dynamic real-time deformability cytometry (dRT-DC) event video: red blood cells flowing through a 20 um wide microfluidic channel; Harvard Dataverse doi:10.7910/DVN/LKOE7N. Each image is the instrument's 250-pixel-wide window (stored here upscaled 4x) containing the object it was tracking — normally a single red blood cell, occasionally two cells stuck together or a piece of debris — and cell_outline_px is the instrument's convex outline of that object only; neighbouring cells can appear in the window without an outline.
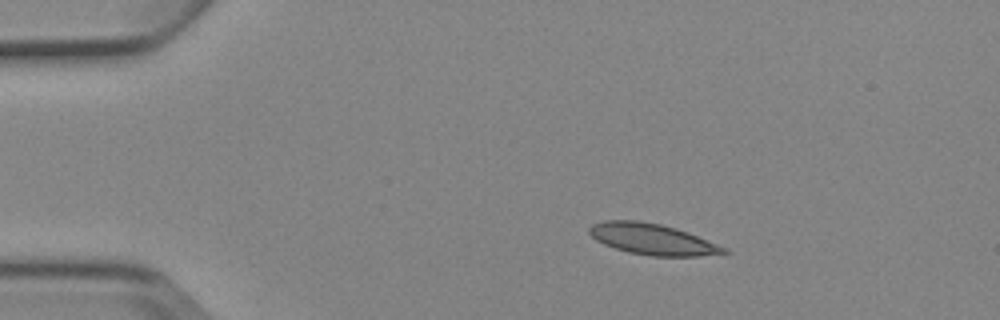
{"species": "Egyptian fruit bat (a non-hibernating species)", "species_latin": "Rousettus aegyptiacus", "temperature_condition": "cold", "stored_images_in_passage": 8, "camera_frame_rate_fps": 3000, "um_per_image_px": 0.085, "animal": {"sex": "female"}, "frame": {"image": 1, "passage_image": 2, "time_ms": 2.0, "image_size_px": [1000, 320], "cell_outline_px": [[732, 252], [700, 256], [652, 256], [628, 252], [604, 244], [596, 240], [588, 232], [588, 228], [592, 224], [604, 220], [636, 220], [660, 224], [676, 228], [688, 232], [728, 248]], "centroid_in_image_um": [55.47, 20.33], "position_along_channel_um": 29.5, "area_um2": 24.39}}
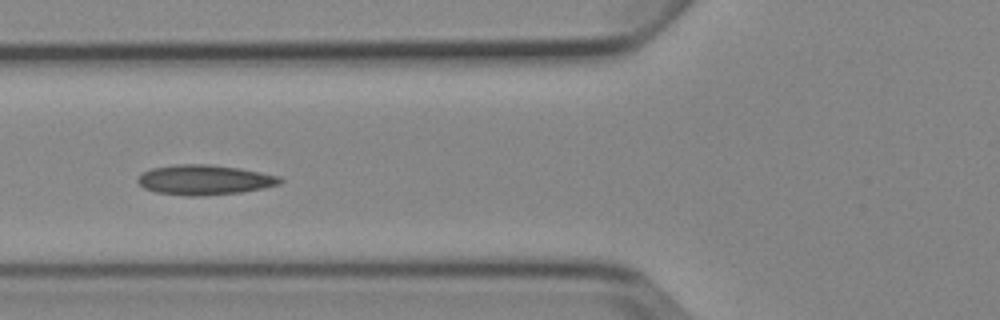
{"frame": {"image": 2, "passage_image": 5, "time_ms": 5.667, "image_size_px": [1000, 320], "cell_outline_px": [[284, 180], [280, 184], [264, 188], [240, 192], [200, 196], [184, 196], [156, 192], [144, 188], [136, 180], [136, 176], [140, 172], [152, 168], [176, 164], [208, 164], [240, 168], [280, 176]], "centroid_in_image_um": [17.35, 15.28], "position_along_channel_um": 108.4, "area_um2": 25.09}}
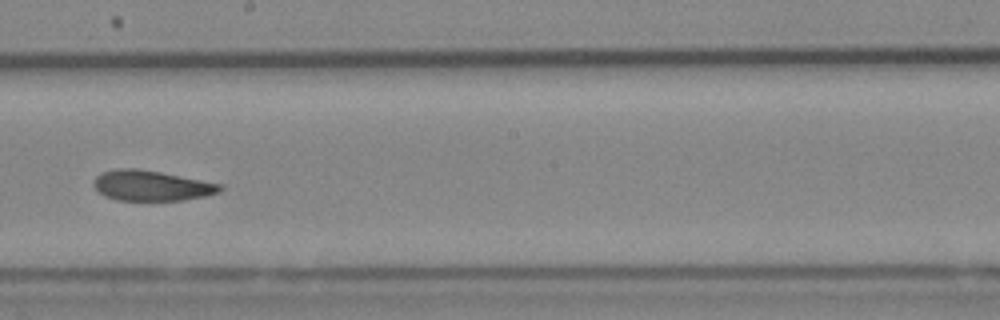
{"frame": {"image": 3, "passage_image": 8, "time_ms": 9.0, "image_size_px": [1000, 320], "cell_outline_px": [[224, 188], [220, 192], [204, 196], [184, 200], [116, 200], [104, 196], [92, 184], [92, 180], [96, 176], [104, 172], [116, 168], [136, 168], [160, 172], [224, 184]], "centroid_in_image_um": [12.89, 15.77], "position_along_channel_um": 235.3, "area_um2": 22.43}}